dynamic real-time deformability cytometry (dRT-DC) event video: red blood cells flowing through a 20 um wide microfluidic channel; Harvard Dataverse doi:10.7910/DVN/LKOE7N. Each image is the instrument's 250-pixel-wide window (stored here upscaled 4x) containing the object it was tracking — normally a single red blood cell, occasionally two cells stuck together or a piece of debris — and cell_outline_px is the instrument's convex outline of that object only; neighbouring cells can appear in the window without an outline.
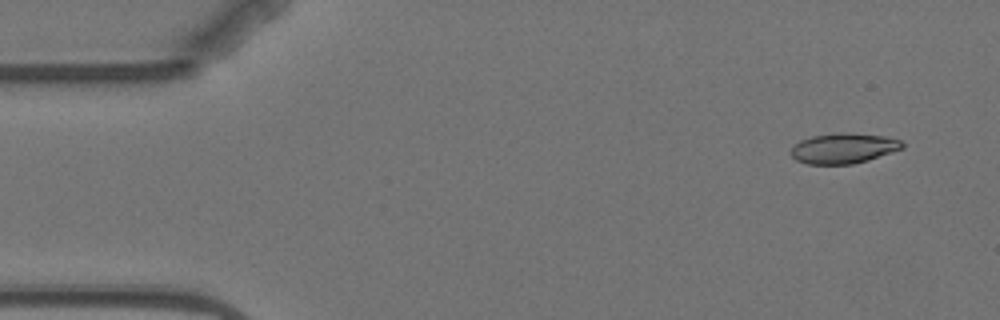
{"species": "Egyptian fruit bat (a non-hibernating species)", "species_latin": "Rousettus aegyptiacus", "temperature_condition": "warm", "stored_images_in_passage": 4, "camera_frame_rate_fps": 3000, "um_per_image_px": 0.085, "animal": {"sex": "female"}, "frame": {"image": 1, "passage_image": 1, "time_ms": 0.0, "image_size_px": [1000, 320], "cell_outline_px": [[904, 148], [868, 160], [852, 164], [808, 164], [796, 160], [792, 156], [792, 148], [800, 140], [812, 136], [836, 132], [844, 132], [884, 136], [900, 140], [904, 144]], "centroid_in_image_um": [71.71, 12.6], "position_along_channel_um": 13.3, "area_um2": 19.59}}
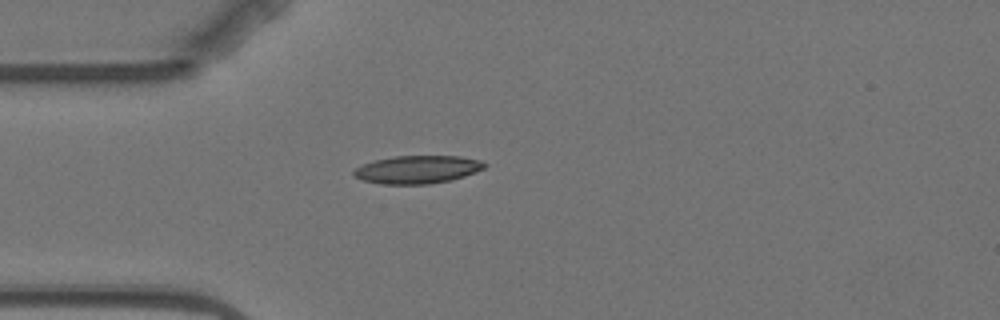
{"frame": {"image": 2, "passage_image": 4, "time_ms": 3.667, "image_size_px": [1000, 320], "cell_outline_px": [[484, 168], [464, 176], [452, 180], [428, 184], [384, 184], [364, 180], [356, 176], [352, 172], [356, 168], [364, 164], [376, 160], [392, 156], [460, 156], [480, 160], [484, 164]], "centroid_in_image_um": [35.49, 14.4], "position_along_channel_um": 49.5, "area_um2": 20.98}}